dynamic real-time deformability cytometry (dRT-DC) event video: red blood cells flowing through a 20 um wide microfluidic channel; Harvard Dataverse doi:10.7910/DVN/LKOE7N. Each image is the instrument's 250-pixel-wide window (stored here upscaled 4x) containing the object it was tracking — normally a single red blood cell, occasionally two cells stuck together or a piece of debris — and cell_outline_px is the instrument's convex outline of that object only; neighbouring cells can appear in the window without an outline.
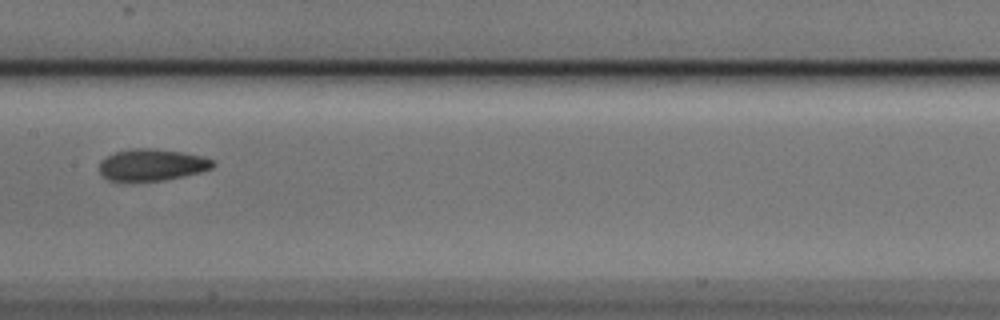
{"species": "Egyptian fruit bat (a non-hibernating species)", "species_latin": "Rousettus aegyptiacus", "temperature_condition": "cold", "stored_images_in_passage": 11, "camera_frame_rate_fps": 3000, "um_per_image_px": 0.085, "animal": {"sex": "male"}, "frame": {"image": 1, "passage_image": 4, "time_ms": 1.0, "image_size_px": [1000, 320], "cell_outline_px": [[216, 164], [212, 168], [200, 172], [164, 180], [108, 180], [100, 172], [100, 160], [116, 152], [132, 148], [156, 148], [184, 152], [204, 156], [212, 160]], "centroid_in_image_um": [12.95, 13.99], "position_along_channel_um": 194.4, "area_um2": 20.87}}
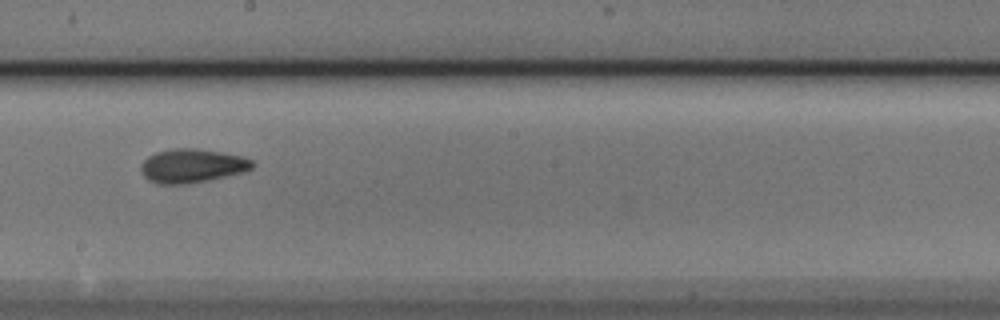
{"frame": {"image": 2, "passage_image": 5, "time_ms": 1.333, "image_size_px": [1000, 320], "cell_outline_px": [[252, 168], [244, 172], [208, 180], [188, 184], [160, 184], [148, 180], [144, 176], [140, 168], [144, 160], [148, 156], [156, 152], [172, 148], [196, 148], [220, 152], [240, 156], [252, 160]], "centroid_in_image_um": [16.29, 14.09], "position_along_channel_um": 231.9, "area_um2": 21.85}}
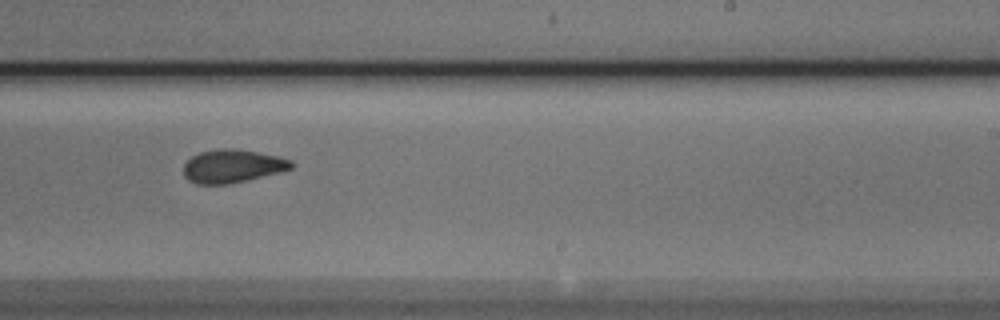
{"frame": {"image": 3, "passage_image": 6, "time_ms": 1.667, "image_size_px": [1000, 320], "cell_outline_px": [[296, 164], [292, 168], [280, 172], [228, 184], [196, 184], [188, 180], [184, 176], [184, 164], [192, 156], [200, 152], [224, 148], [236, 148], [276, 156], [292, 160]], "centroid_in_image_um": [19.76, 14.12], "position_along_channel_um": 269.2, "area_um2": 20.75}}